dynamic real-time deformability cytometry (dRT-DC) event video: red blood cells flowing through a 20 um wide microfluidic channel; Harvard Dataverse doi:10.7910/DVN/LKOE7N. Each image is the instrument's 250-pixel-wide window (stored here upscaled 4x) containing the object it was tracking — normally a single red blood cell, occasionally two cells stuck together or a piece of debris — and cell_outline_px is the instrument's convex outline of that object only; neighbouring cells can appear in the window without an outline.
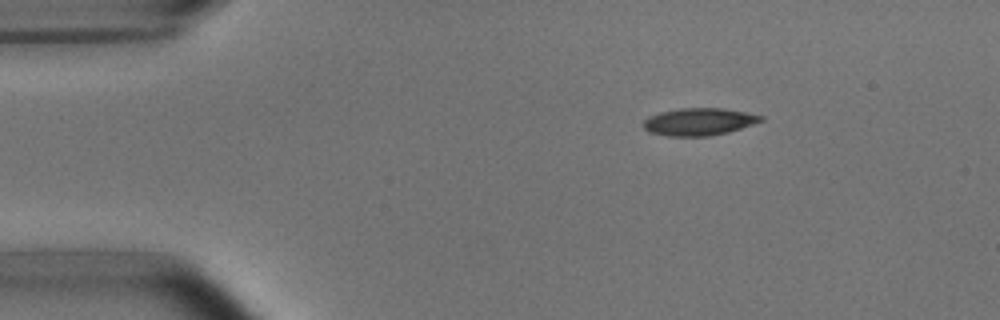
{"species": "common noctule bat (a hibernating species)", "species_latin": "Nyctalus noctula", "temperature_condition": "room temperature", "stored_images_in_passage": 2, "camera_frame_rate_fps": 3000, "um_per_image_px": 0.085, "animal": {"sex": "male", "body_mass_g": 15.6}, "frame": {"image": 1, "passage_image": 1, "time_ms": 0.0, "image_size_px": [1000, 320], "cell_outline_px": [[764, 120], [728, 132], [708, 136], [668, 136], [648, 132], [644, 128], [644, 120], [648, 116], [660, 112], [680, 108], [724, 108], [764, 116]], "centroid_in_image_um": [59.39, 10.34], "position_along_channel_um": 25.6, "area_um2": 18.67}}